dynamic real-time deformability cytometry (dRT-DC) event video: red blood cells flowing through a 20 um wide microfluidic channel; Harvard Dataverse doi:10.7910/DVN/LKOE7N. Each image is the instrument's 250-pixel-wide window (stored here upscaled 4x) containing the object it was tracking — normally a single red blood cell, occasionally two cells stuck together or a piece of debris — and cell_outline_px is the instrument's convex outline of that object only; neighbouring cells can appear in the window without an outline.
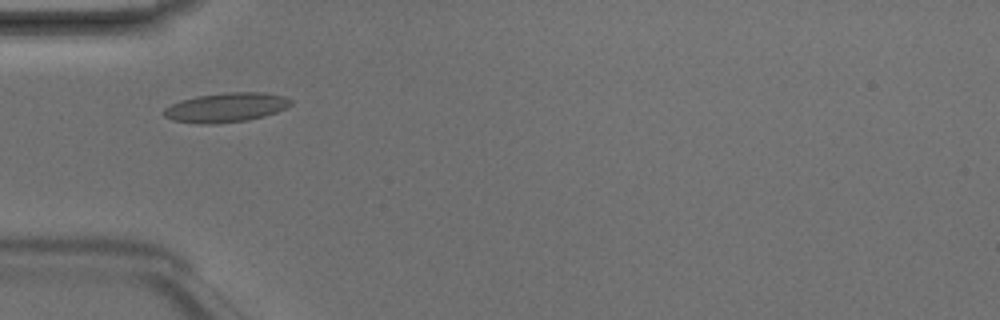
{"species": "Egyptian fruit bat (a non-hibernating species)", "species_latin": "Rousettus aegyptiacus", "temperature_condition": "room temperature", "stored_images_in_passage": 4, "camera_frame_rate_fps": 3000, "um_per_image_px": 0.085, "animal": {"sex": "male"}, "frame": {"image": 1, "passage_image": 3, "time_ms": 0.667, "image_size_px": [1000, 320], "cell_outline_px": [[292, 104], [276, 112], [264, 116], [248, 120], [216, 124], [196, 124], [172, 120], [164, 116], [164, 108], [180, 100], [196, 96], [228, 92], [264, 92], [284, 96], [292, 100]], "centroid_in_image_um": [19.2, 9.14], "position_along_channel_um": 65.8, "area_um2": 21.85}}